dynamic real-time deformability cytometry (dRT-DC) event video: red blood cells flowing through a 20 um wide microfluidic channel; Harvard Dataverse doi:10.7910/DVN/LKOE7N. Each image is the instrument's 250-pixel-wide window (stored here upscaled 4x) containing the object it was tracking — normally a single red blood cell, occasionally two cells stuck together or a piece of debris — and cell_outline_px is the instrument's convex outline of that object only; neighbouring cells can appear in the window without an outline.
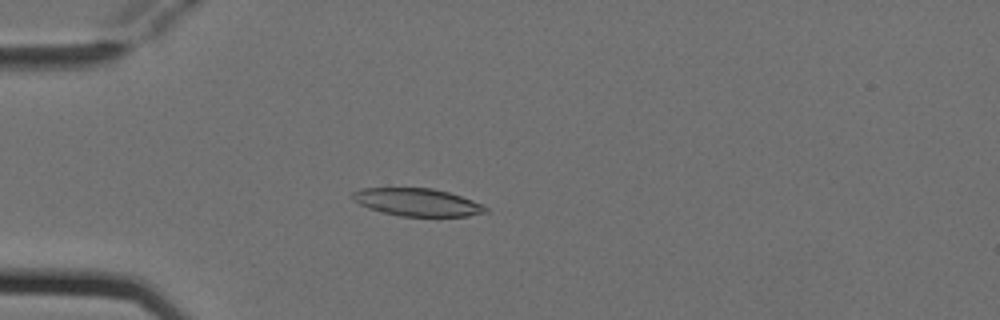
{"species": "Egyptian fruit bat (a non-hibernating species)", "species_latin": "Rousettus aegyptiacus", "temperature_condition": "cold", "stored_images_in_passage": 5, "camera_frame_rate_fps": 3000, "um_per_image_px": 0.085, "animal": {"sex": "female"}, "frame": {"image": 1, "passage_image": 4, "time_ms": 1.0, "image_size_px": [1000, 320], "cell_outline_px": [[488, 212], [468, 216], [400, 216], [368, 208], [352, 200], [352, 192], [360, 188], [432, 188], [448, 192], [472, 200], [488, 208]], "centroid_in_image_um": [35.45, 17.18], "position_along_channel_um": 49.6, "area_um2": 21.33}}